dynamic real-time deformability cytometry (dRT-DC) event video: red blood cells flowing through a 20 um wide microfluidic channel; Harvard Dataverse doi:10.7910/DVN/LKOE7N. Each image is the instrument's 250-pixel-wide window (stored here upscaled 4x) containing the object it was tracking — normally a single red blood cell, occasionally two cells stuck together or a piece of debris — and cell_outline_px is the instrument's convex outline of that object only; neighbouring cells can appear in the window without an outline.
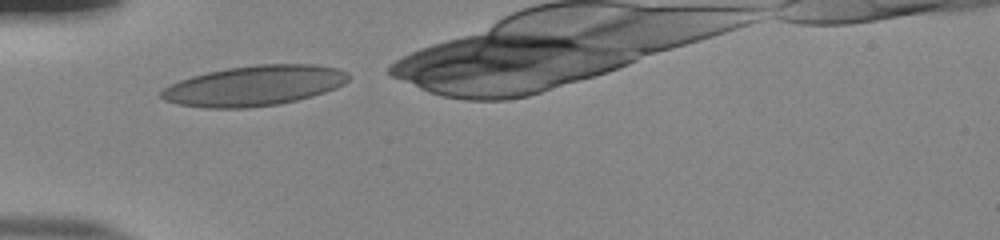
{"species": "human", "species_latin": "Homo sapiens", "temperature_condition": "room temperature", "stored_images_in_passage": 30, "camera_frame_rate_fps": 3000, "um_per_image_px": 0.085, "donor": {"sex": "male"}, "frame": {"image": 1, "passage_image": 1, "time_ms": 0.0, "image_size_px": [1000, 240], "cell_outline_px": [[348, 80], [344, 84], [336, 88], [312, 96], [280, 104], [248, 108], [204, 108], [180, 104], [164, 100], [160, 96], [160, 92], [164, 88], [180, 80], [192, 76], [208, 72], [228, 68], [256, 64], [312, 64], [336, 68], [348, 72]], "centroid_in_image_um": [21.62, 7.29], "position_along_channel_um": 63.4, "area_um2": 43.75}}
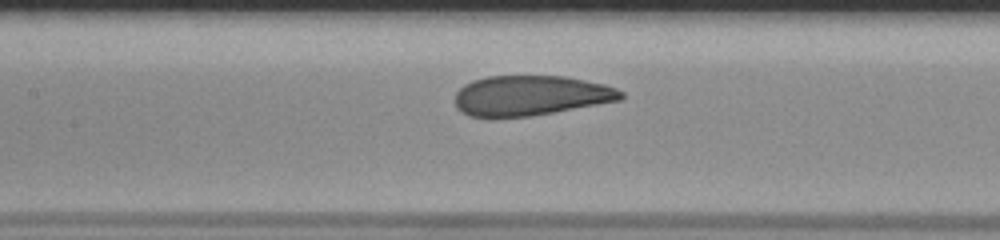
{"frame": {"image": 2, "passage_image": 9, "time_ms": 2.667, "image_size_px": [1000, 240], "cell_outline_px": [[624, 96], [620, 100], [532, 116], [492, 120], [468, 116], [460, 112], [456, 108], [456, 92], [464, 84], [472, 80], [488, 76], [564, 76], [604, 84], [616, 88], [624, 92]], "centroid_in_image_um": [45.03, 8.15], "position_along_channel_um": 162.4, "area_um2": 39.48}}
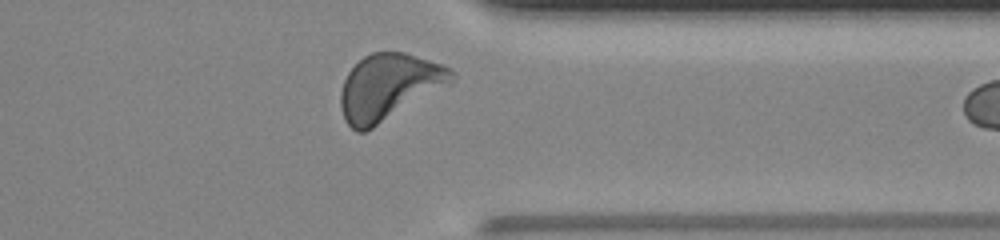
{"frame": {"image": 3, "passage_image": 26, "time_ms": 8.333, "image_size_px": [1000, 240], "cell_outline_px": [[456, 80], [452, 84], [372, 128], [364, 132], [356, 132], [344, 120], [340, 108], [340, 92], [344, 80], [348, 72], [364, 56], [372, 52], [404, 52], [444, 64], [452, 68], [456, 72]], "centroid_in_image_um": [33.1, 7.38], "position_along_channel_um": 378.3, "area_um2": 43.18}}